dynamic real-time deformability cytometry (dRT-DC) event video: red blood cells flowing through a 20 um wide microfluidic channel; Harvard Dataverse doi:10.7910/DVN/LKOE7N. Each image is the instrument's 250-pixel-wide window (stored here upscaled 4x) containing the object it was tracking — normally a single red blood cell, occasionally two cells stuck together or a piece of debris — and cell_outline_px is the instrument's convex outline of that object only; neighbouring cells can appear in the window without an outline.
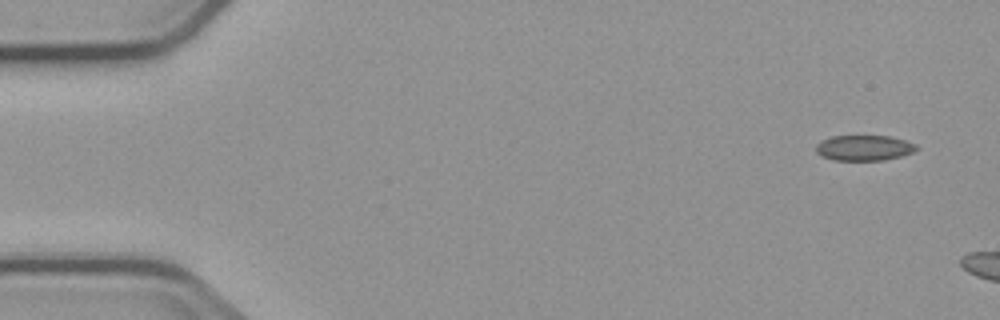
{"species": "common noctule bat (a hibernating species)", "species_latin": "Nyctalus noctula", "temperature_condition": "cold", "stored_images_in_passage": 5, "camera_frame_rate_fps": 3000, "um_per_image_px": 0.085, "animal": {"sex": "male", "body_mass_g": 23.1, "forearm_length_mm": 52.7}, "frame": {"image": 1, "passage_image": 1, "time_ms": 0.0, "image_size_px": [1000, 320], "cell_outline_px": [[920, 148], [912, 152], [900, 156], [884, 160], [832, 160], [816, 152], [816, 144], [832, 136], [888, 136], [904, 140], [916, 144]], "centroid_in_image_um": [73.46, 12.57], "position_along_channel_um": 11.5, "area_um2": 14.74}}
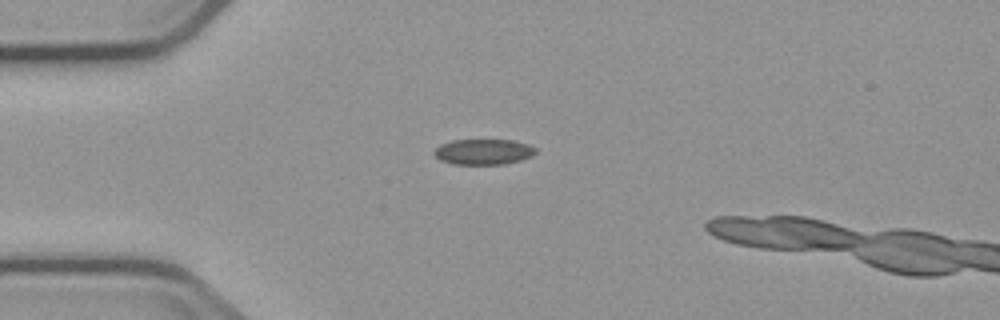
{"frame": {"image": 2, "passage_image": 4, "time_ms": 3.667, "image_size_px": [1000, 320], "cell_outline_px": [[536, 152], [532, 156], [520, 160], [504, 164], [452, 164], [440, 160], [432, 152], [440, 144], [452, 140], [512, 140], [528, 144], [536, 148]], "centroid_in_image_um": [41.08, 12.9], "position_along_channel_um": 43.9, "area_um2": 15.14}}